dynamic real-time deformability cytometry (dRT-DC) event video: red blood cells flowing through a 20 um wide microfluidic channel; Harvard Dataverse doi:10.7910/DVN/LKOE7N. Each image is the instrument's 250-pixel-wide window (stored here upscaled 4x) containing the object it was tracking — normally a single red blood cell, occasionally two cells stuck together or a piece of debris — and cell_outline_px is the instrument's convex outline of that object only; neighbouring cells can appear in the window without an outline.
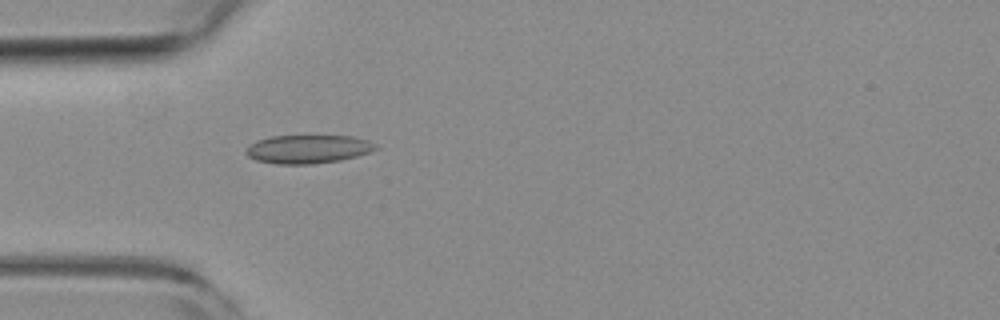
{"species": "common noctule bat (a hibernating species)", "species_latin": "Nyctalus noctula", "temperature_condition": "room temperature", "stored_images_in_passage": 17, "camera_frame_rate_fps": 3000, "um_per_image_px": 0.085, "animal": {"sex": "female", "body_mass_g": 19.3, "forearm_length_mm": 54.1}, "frame": {"image": 1, "passage_image": 1, "time_ms": 0.0, "image_size_px": [1000, 320], "cell_outline_px": [[380, 148], [356, 156], [340, 160], [312, 164], [276, 164], [256, 160], [248, 156], [244, 152], [248, 144], [256, 140], [272, 136], [352, 136], [368, 140], [376, 144]], "centroid_in_image_um": [26.15, 12.67], "position_along_channel_um": 58.9, "area_um2": 21.62}}
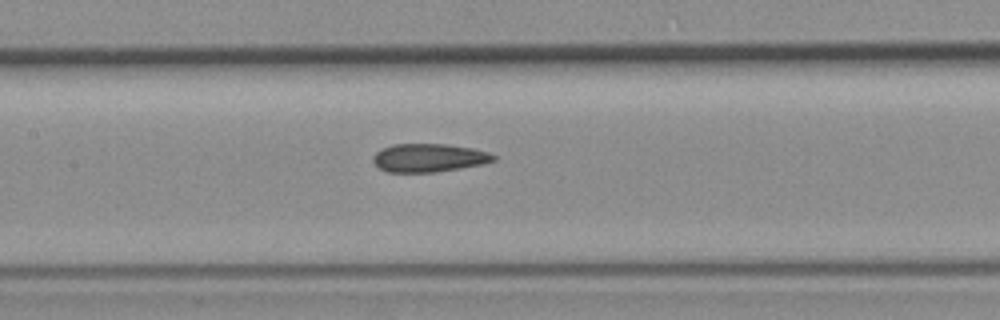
{"frame": {"image": 2, "passage_image": 10, "time_ms": 3.0, "image_size_px": [1000, 320], "cell_outline_px": [[496, 160], [484, 164], [436, 172], [388, 172], [380, 168], [372, 160], [372, 156], [380, 148], [392, 144], [448, 144], [472, 148], [488, 152], [496, 156]], "centroid_in_image_um": [36.45, 13.41], "position_along_channel_um": 171.0, "area_um2": 20.0}}
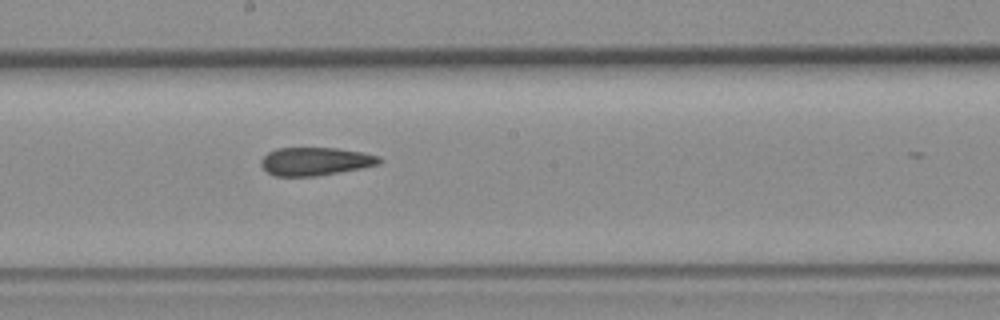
{"frame": {"image": 3, "passage_image": 14, "time_ms": 4.333, "image_size_px": [1000, 320], "cell_outline_px": [[384, 160], [380, 164], [360, 168], [316, 176], [276, 176], [268, 172], [260, 164], [260, 160], [268, 152], [276, 148], [336, 148], [364, 152], [380, 156]], "centroid_in_image_um": [26.83, 13.7], "position_along_channel_um": 221.4, "area_um2": 19.42}}